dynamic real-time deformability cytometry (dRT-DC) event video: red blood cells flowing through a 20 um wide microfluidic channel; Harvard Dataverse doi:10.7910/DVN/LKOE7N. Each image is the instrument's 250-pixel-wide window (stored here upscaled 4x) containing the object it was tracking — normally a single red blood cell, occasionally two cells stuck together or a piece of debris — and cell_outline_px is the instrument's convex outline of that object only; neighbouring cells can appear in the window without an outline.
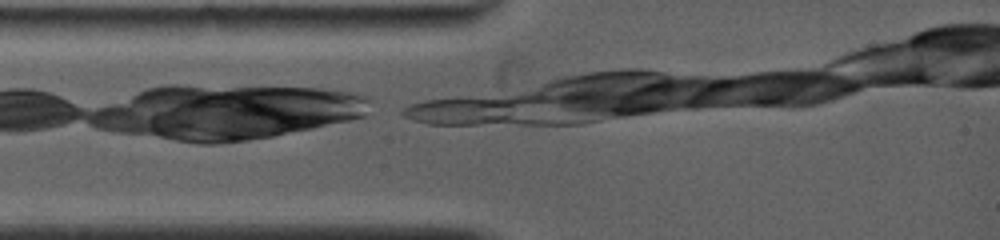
{"species": "common noctule bat (a hibernating species)", "species_latin": "Nyctalus noctula", "temperature_condition": "warm", "stored_images_in_passage": 5, "camera_frame_rate_fps": 5000, "um_per_image_px": 0.085, "animal": {"sex": "female", "body_mass_g": 19.0, "forearm_length_mm": 53.3}, "frame": {"image": 1, "passage_image": 1, "time_ms": 0.0, "image_size_px": [1000, 240], "cell_outline_px": [[472, 20], [468, 24], [400, 36], [392, 36], [376, 28], [372, 24], [372, 16], [448, 16]], "centroid_in_image_um": [35.27, 2.03], "position_along_channel_um": 49.7, "area_um2": 10.0}}